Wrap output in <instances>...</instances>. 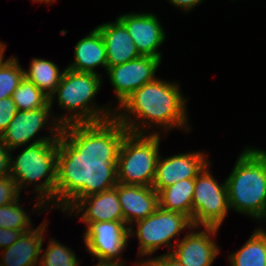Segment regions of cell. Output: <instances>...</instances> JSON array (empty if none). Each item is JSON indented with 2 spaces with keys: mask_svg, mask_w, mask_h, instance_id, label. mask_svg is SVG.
Returning <instances> with one entry per match:
<instances>
[{
  "mask_svg": "<svg viewBox=\"0 0 266 266\" xmlns=\"http://www.w3.org/2000/svg\"><path fill=\"white\" fill-rule=\"evenodd\" d=\"M18 111L12 97L0 100V136L12 121Z\"/></svg>",
  "mask_w": 266,
  "mask_h": 266,
  "instance_id": "cell-28",
  "label": "cell"
},
{
  "mask_svg": "<svg viewBox=\"0 0 266 266\" xmlns=\"http://www.w3.org/2000/svg\"><path fill=\"white\" fill-rule=\"evenodd\" d=\"M179 87L177 83L156 78L135 90L117 106L114 117L135 134H146L149 129H153L150 128L153 124L155 128L163 127L165 132L182 127L189 131L185 103L187 98L183 97Z\"/></svg>",
  "mask_w": 266,
  "mask_h": 266,
  "instance_id": "cell-2",
  "label": "cell"
},
{
  "mask_svg": "<svg viewBox=\"0 0 266 266\" xmlns=\"http://www.w3.org/2000/svg\"><path fill=\"white\" fill-rule=\"evenodd\" d=\"M84 243L86 250L99 262L124 263L121 260L128 244L130 228L124 221L85 223Z\"/></svg>",
  "mask_w": 266,
  "mask_h": 266,
  "instance_id": "cell-10",
  "label": "cell"
},
{
  "mask_svg": "<svg viewBox=\"0 0 266 266\" xmlns=\"http://www.w3.org/2000/svg\"><path fill=\"white\" fill-rule=\"evenodd\" d=\"M204 152L180 153L167 158L159 155L152 188L159 193L174 183L196 178V176L210 163Z\"/></svg>",
  "mask_w": 266,
  "mask_h": 266,
  "instance_id": "cell-14",
  "label": "cell"
},
{
  "mask_svg": "<svg viewBox=\"0 0 266 266\" xmlns=\"http://www.w3.org/2000/svg\"><path fill=\"white\" fill-rule=\"evenodd\" d=\"M195 178L180 180L158 193L159 207L179 212L192 219V200Z\"/></svg>",
  "mask_w": 266,
  "mask_h": 266,
  "instance_id": "cell-20",
  "label": "cell"
},
{
  "mask_svg": "<svg viewBox=\"0 0 266 266\" xmlns=\"http://www.w3.org/2000/svg\"><path fill=\"white\" fill-rule=\"evenodd\" d=\"M46 220L36 229L24 232L23 235L8 248L2 251L0 266H37L42 254V243L46 232Z\"/></svg>",
  "mask_w": 266,
  "mask_h": 266,
  "instance_id": "cell-18",
  "label": "cell"
},
{
  "mask_svg": "<svg viewBox=\"0 0 266 266\" xmlns=\"http://www.w3.org/2000/svg\"><path fill=\"white\" fill-rule=\"evenodd\" d=\"M132 37L141 56L162 59L158 48L165 41L166 33L157 16L150 13H128L117 17Z\"/></svg>",
  "mask_w": 266,
  "mask_h": 266,
  "instance_id": "cell-13",
  "label": "cell"
},
{
  "mask_svg": "<svg viewBox=\"0 0 266 266\" xmlns=\"http://www.w3.org/2000/svg\"><path fill=\"white\" fill-rule=\"evenodd\" d=\"M96 28L105 44L108 67L123 64L141 56L126 27L117 18L115 22L103 23Z\"/></svg>",
  "mask_w": 266,
  "mask_h": 266,
  "instance_id": "cell-17",
  "label": "cell"
},
{
  "mask_svg": "<svg viewBox=\"0 0 266 266\" xmlns=\"http://www.w3.org/2000/svg\"><path fill=\"white\" fill-rule=\"evenodd\" d=\"M207 165L195 178L192 200L194 227L220 228L230 210L226 182L219 184Z\"/></svg>",
  "mask_w": 266,
  "mask_h": 266,
  "instance_id": "cell-7",
  "label": "cell"
},
{
  "mask_svg": "<svg viewBox=\"0 0 266 266\" xmlns=\"http://www.w3.org/2000/svg\"><path fill=\"white\" fill-rule=\"evenodd\" d=\"M74 61L68 69L76 72L94 73L96 67H103L107 70V55L103 38L97 28L80 39L74 48Z\"/></svg>",
  "mask_w": 266,
  "mask_h": 266,
  "instance_id": "cell-19",
  "label": "cell"
},
{
  "mask_svg": "<svg viewBox=\"0 0 266 266\" xmlns=\"http://www.w3.org/2000/svg\"><path fill=\"white\" fill-rule=\"evenodd\" d=\"M6 49V44L0 41V66L5 62L4 59V52Z\"/></svg>",
  "mask_w": 266,
  "mask_h": 266,
  "instance_id": "cell-33",
  "label": "cell"
},
{
  "mask_svg": "<svg viewBox=\"0 0 266 266\" xmlns=\"http://www.w3.org/2000/svg\"><path fill=\"white\" fill-rule=\"evenodd\" d=\"M63 71L52 61L33 58L28 70H24V76L32 81L49 98L59 85Z\"/></svg>",
  "mask_w": 266,
  "mask_h": 266,
  "instance_id": "cell-22",
  "label": "cell"
},
{
  "mask_svg": "<svg viewBox=\"0 0 266 266\" xmlns=\"http://www.w3.org/2000/svg\"><path fill=\"white\" fill-rule=\"evenodd\" d=\"M170 3L178 9L182 8L185 12L191 11L195 6L199 5L203 0H169Z\"/></svg>",
  "mask_w": 266,
  "mask_h": 266,
  "instance_id": "cell-32",
  "label": "cell"
},
{
  "mask_svg": "<svg viewBox=\"0 0 266 266\" xmlns=\"http://www.w3.org/2000/svg\"><path fill=\"white\" fill-rule=\"evenodd\" d=\"M265 156H266V151L264 150H260Z\"/></svg>",
  "mask_w": 266,
  "mask_h": 266,
  "instance_id": "cell-37",
  "label": "cell"
},
{
  "mask_svg": "<svg viewBox=\"0 0 266 266\" xmlns=\"http://www.w3.org/2000/svg\"><path fill=\"white\" fill-rule=\"evenodd\" d=\"M94 266H125L124 263H112V262H98V264Z\"/></svg>",
  "mask_w": 266,
  "mask_h": 266,
  "instance_id": "cell-34",
  "label": "cell"
},
{
  "mask_svg": "<svg viewBox=\"0 0 266 266\" xmlns=\"http://www.w3.org/2000/svg\"><path fill=\"white\" fill-rule=\"evenodd\" d=\"M20 193L17 183L10 176L0 178V206L19 200Z\"/></svg>",
  "mask_w": 266,
  "mask_h": 266,
  "instance_id": "cell-27",
  "label": "cell"
},
{
  "mask_svg": "<svg viewBox=\"0 0 266 266\" xmlns=\"http://www.w3.org/2000/svg\"><path fill=\"white\" fill-rule=\"evenodd\" d=\"M50 238L49 245L41 255L39 266H78L76 254L72 249Z\"/></svg>",
  "mask_w": 266,
  "mask_h": 266,
  "instance_id": "cell-24",
  "label": "cell"
},
{
  "mask_svg": "<svg viewBox=\"0 0 266 266\" xmlns=\"http://www.w3.org/2000/svg\"><path fill=\"white\" fill-rule=\"evenodd\" d=\"M71 211L77 212V216L82 213L80 220L85 223L123 221V213L115 187L80 199L69 210Z\"/></svg>",
  "mask_w": 266,
  "mask_h": 266,
  "instance_id": "cell-16",
  "label": "cell"
},
{
  "mask_svg": "<svg viewBox=\"0 0 266 266\" xmlns=\"http://www.w3.org/2000/svg\"><path fill=\"white\" fill-rule=\"evenodd\" d=\"M123 221L133 229L134 222L147 218L159 207L158 193L149 186L117 183Z\"/></svg>",
  "mask_w": 266,
  "mask_h": 266,
  "instance_id": "cell-15",
  "label": "cell"
},
{
  "mask_svg": "<svg viewBox=\"0 0 266 266\" xmlns=\"http://www.w3.org/2000/svg\"><path fill=\"white\" fill-rule=\"evenodd\" d=\"M51 110L52 106L49 103L46 107L27 111L18 110L16 112L8 127L1 134L2 141L9 148L10 152L23 145L27 146L29 142L28 145H32L49 140H58L63 126L57 121V117L50 115L52 113ZM50 119L53 121L48 123ZM47 123L51 126L49 127ZM46 126L52 135H48L47 137L42 136L36 140L33 139ZM31 139L34 140L32 143Z\"/></svg>",
  "mask_w": 266,
  "mask_h": 266,
  "instance_id": "cell-9",
  "label": "cell"
},
{
  "mask_svg": "<svg viewBox=\"0 0 266 266\" xmlns=\"http://www.w3.org/2000/svg\"><path fill=\"white\" fill-rule=\"evenodd\" d=\"M24 78V69L19 65L14 56L7 59L0 66V100L12 97L13 92Z\"/></svg>",
  "mask_w": 266,
  "mask_h": 266,
  "instance_id": "cell-25",
  "label": "cell"
},
{
  "mask_svg": "<svg viewBox=\"0 0 266 266\" xmlns=\"http://www.w3.org/2000/svg\"><path fill=\"white\" fill-rule=\"evenodd\" d=\"M33 2L35 1V2H44V3H52V2H54V1H56V0H32Z\"/></svg>",
  "mask_w": 266,
  "mask_h": 266,
  "instance_id": "cell-35",
  "label": "cell"
},
{
  "mask_svg": "<svg viewBox=\"0 0 266 266\" xmlns=\"http://www.w3.org/2000/svg\"><path fill=\"white\" fill-rule=\"evenodd\" d=\"M225 182L230 209L266 219V156L259 148H245Z\"/></svg>",
  "mask_w": 266,
  "mask_h": 266,
  "instance_id": "cell-3",
  "label": "cell"
},
{
  "mask_svg": "<svg viewBox=\"0 0 266 266\" xmlns=\"http://www.w3.org/2000/svg\"><path fill=\"white\" fill-rule=\"evenodd\" d=\"M31 229H7L0 228V248H8L14 242H16L24 232Z\"/></svg>",
  "mask_w": 266,
  "mask_h": 266,
  "instance_id": "cell-29",
  "label": "cell"
},
{
  "mask_svg": "<svg viewBox=\"0 0 266 266\" xmlns=\"http://www.w3.org/2000/svg\"><path fill=\"white\" fill-rule=\"evenodd\" d=\"M146 134L128 132L117 160V180L126 185L151 187L159 158L160 132Z\"/></svg>",
  "mask_w": 266,
  "mask_h": 266,
  "instance_id": "cell-6",
  "label": "cell"
},
{
  "mask_svg": "<svg viewBox=\"0 0 266 266\" xmlns=\"http://www.w3.org/2000/svg\"><path fill=\"white\" fill-rule=\"evenodd\" d=\"M228 255L230 266H266V231L256 229L239 250Z\"/></svg>",
  "mask_w": 266,
  "mask_h": 266,
  "instance_id": "cell-21",
  "label": "cell"
},
{
  "mask_svg": "<svg viewBox=\"0 0 266 266\" xmlns=\"http://www.w3.org/2000/svg\"><path fill=\"white\" fill-rule=\"evenodd\" d=\"M192 227L182 239H175L174 250L169 253L175 257L182 266H211L219 254V247L212 239L217 227H204L202 231H193Z\"/></svg>",
  "mask_w": 266,
  "mask_h": 266,
  "instance_id": "cell-12",
  "label": "cell"
},
{
  "mask_svg": "<svg viewBox=\"0 0 266 266\" xmlns=\"http://www.w3.org/2000/svg\"><path fill=\"white\" fill-rule=\"evenodd\" d=\"M146 266H182L169 252L163 255L143 260Z\"/></svg>",
  "mask_w": 266,
  "mask_h": 266,
  "instance_id": "cell-30",
  "label": "cell"
},
{
  "mask_svg": "<svg viewBox=\"0 0 266 266\" xmlns=\"http://www.w3.org/2000/svg\"><path fill=\"white\" fill-rule=\"evenodd\" d=\"M23 147L24 149L15 160L12 155L10 156V177L17 183L20 192L23 187L28 186L27 184L33 185L37 191L36 199H38L34 203L35 209L43 207L45 211L49 202L50 205H53L51 207L55 205L58 140H49ZM41 179H44L43 182ZM44 204L47 206L44 207Z\"/></svg>",
  "mask_w": 266,
  "mask_h": 266,
  "instance_id": "cell-5",
  "label": "cell"
},
{
  "mask_svg": "<svg viewBox=\"0 0 266 266\" xmlns=\"http://www.w3.org/2000/svg\"><path fill=\"white\" fill-rule=\"evenodd\" d=\"M161 64V59L151 56H140L126 63L108 67L106 73L114 87L118 106L135 90L146 83L154 81L155 73Z\"/></svg>",
  "mask_w": 266,
  "mask_h": 266,
  "instance_id": "cell-11",
  "label": "cell"
},
{
  "mask_svg": "<svg viewBox=\"0 0 266 266\" xmlns=\"http://www.w3.org/2000/svg\"><path fill=\"white\" fill-rule=\"evenodd\" d=\"M12 99L19 111L34 110L49 104V97L25 76L13 92Z\"/></svg>",
  "mask_w": 266,
  "mask_h": 266,
  "instance_id": "cell-23",
  "label": "cell"
},
{
  "mask_svg": "<svg viewBox=\"0 0 266 266\" xmlns=\"http://www.w3.org/2000/svg\"><path fill=\"white\" fill-rule=\"evenodd\" d=\"M135 264L136 266H146L143 261H139L138 263L135 262Z\"/></svg>",
  "mask_w": 266,
  "mask_h": 266,
  "instance_id": "cell-36",
  "label": "cell"
},
{
  "mask_svg": "<svg viewBox=\"0 0 266 266\" xmlns=\"http://www.w3.org/2000/svg\"><path fill=\"white\" fill-rule=\"evenodd\" d=\"M9 148L4 144L0 136V178L10 176V156Z\"/></svg>",
  "mask_w": 266,
  "mask_h": 266,
  "instance_id": "cell-31",
  "label": "cell"
},
{
  "mask_svg": "<svg viewBox=\"0 0 266 266\" xmlns=\"http://www.w3.org/2000/svg\"><path fill=\"white\" fill-rule=\"evenodd\" d=\"M128 132L115 117L62 127L55 185L57 209L67 212L80 199L116 186L119 149Z\"/></svg>",
  "mask_w": 266,
  "mask_h": 266,
  "instance_id": "cell-1",
  "label": "cell"
},
{
  "mask_svg": "<svg viewBox=\"0 0 266 266\" xmlns=\"http://www.w3.org/2000/svg\"><path fill=\"white\" fill-rule=\"evenodd\" d=\"M32 221L19 200L0 206V228L30 229Z\"/></svg>",
  "mask_w": 266,
  "mask_h": 266,
  "instance_id": "cell-26",
  "label": "cell"
},
{
  "mask_svg": "<svg viewBox=\"0 0 266 266\" xmlns=\"http://www.w3.org/2000/svg\"><path fill=\"white\" fill-rule=\"evenodd\" d=\"M137 230L130 229L129 235H136L139 243L137 255L149 256L162 245L172 251V239L178 237L181 231L192 228L191 219L182 213L167 211L158 207L147 218L134 222Z\"/></svg>",
  "mask_w": 266,
  "mask_h": 266,
  "instance_id": "cell-8",
  "label": "cell"
},
{
  "mask_svg": "<svg viewBox=\"0 0 266 266\" xmlns=\"http://www.w3.org/2000/svg\"><path fill=\"white\" fill-rule=\"evenodd\" d=\"M100 76L102 74L64 69L59 85L49 98V103L52 106L55 100L54 96L57 94L59 107L67 111V114L57 117V121L62 126L74 123H97L114 118L115 108L99 107L93 102L101 89Z\"/></svg>",
  "mask_w": 266,
  "mask_h": 266,
  "instance_id": "cell-4",
  "label": "cell"
}]
</instances>
